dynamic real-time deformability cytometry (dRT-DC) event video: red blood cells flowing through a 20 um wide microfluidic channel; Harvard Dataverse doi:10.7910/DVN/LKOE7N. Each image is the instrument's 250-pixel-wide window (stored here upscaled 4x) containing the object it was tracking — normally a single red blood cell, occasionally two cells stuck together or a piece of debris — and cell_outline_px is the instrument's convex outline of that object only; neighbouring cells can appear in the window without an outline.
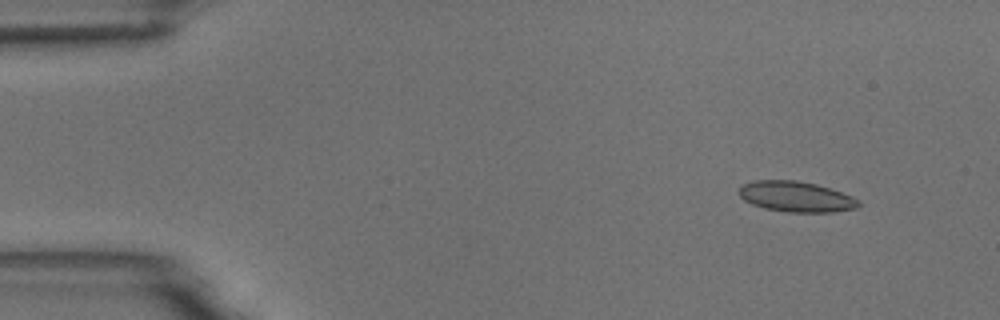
{"species": "common noctule bat (a hibernating species)", "species_latin": "Nyctalus noctula", "temperature_condition": "room temperature", "stored_images_in_passage": 6, "segment_of_instrument_passage": [1, 2], "camera_frame_rate_fps": 3000, "um_per_image_px": 0.085, "animal": {"sex": "male", "body_mass_g": 18.8}, "frame": {"image": 1, "passage_image": 2, "time_ms": 1.333, "image_size_px": [1000, 320], "cell_outline_px": [[860, 204], [856, 208], [832, 212], [788, 212], [764, 208], [752, 204], [744, 200], [740, 196], [740, 188], [744, 184], [752, 180], [796, 180], [816, 184], [852, 196], [860, 200]], "centroid_in_image_um": [67.66, 16.71], "position_along_channel_um": 17.3, "area_um2": 21.15}}
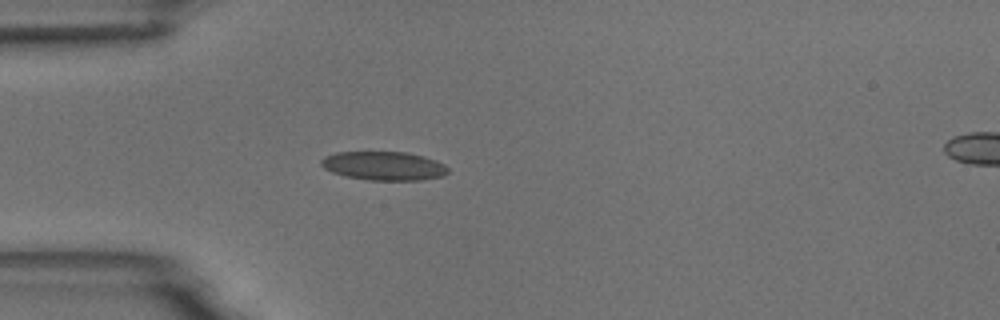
{"frame": {"image": 2, "passage_image": 5, "time_ms": 4.667, "image_size_px": [1000, 320], "cell_outline_px": [[448, 172], [440, 176], [420, 180], [368, 180], [344, 176], [332, 172], [324, 168], [320, 164], [320, 160], [324, 156], [336, 152], [408, 152], [424, 156], [436, 160], [444, 164], [448, 168]], "centroid_in_image_um": [32.59, 14.09], "position_along_channel_um": 52.4, "area_um2": 21.33}}